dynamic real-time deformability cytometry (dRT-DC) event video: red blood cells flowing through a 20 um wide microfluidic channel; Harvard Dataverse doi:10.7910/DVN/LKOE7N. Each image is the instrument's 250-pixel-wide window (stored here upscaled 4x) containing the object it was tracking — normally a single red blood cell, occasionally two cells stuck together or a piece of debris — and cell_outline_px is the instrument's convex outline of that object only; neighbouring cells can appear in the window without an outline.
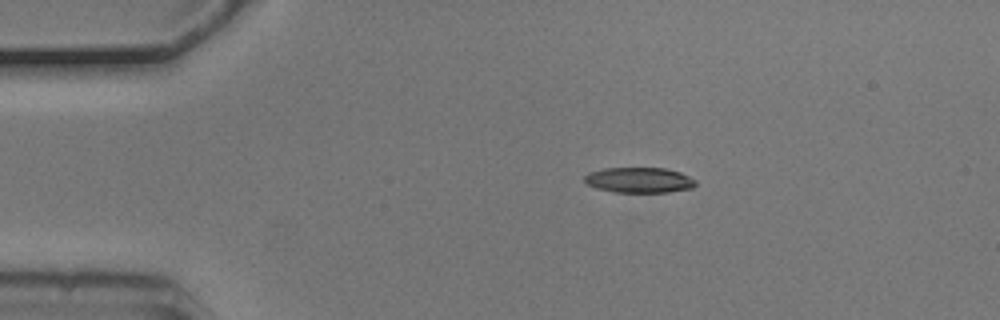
{"species": "common noctule bat (a hibernating species)", "species_latin": "Nyctalus noctula", "temperature_condition": "cold", "stored_images_in_passage": 5, "camera_frame_rate_fps": 3000, "um_per_image_px": 0.085, "animal": {"sex": "male", "body_mass_g": 20.5, "forearm_length_mm": 52.5}, "frame": {"image": 1, "passage_image": 1, "time_ms": 0.0, "image_size_px": [1000, 320], "cell_outline_px": [[696, 184], [692, 188], [668, 192], [616, 192], [596, 188], [588, 184], [584, 180], [584, 176], [588, 172], [604, 168], [664, 168], [680, 172], [696, 180]], "centroid_in_image_um": [54.32, 15.3], "position_along_channel_um": 30.7, "area_um2": 16.42}}
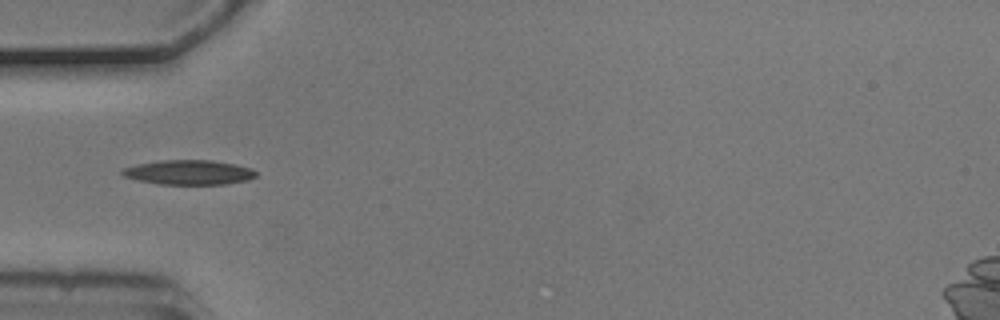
{"frame": {"image": 2, "passage_image": 3, "time_ms": 0.667, "image_size_px": [1000, 320], "cell_outline_px": [[256, 176], [248, 180], [224, 184], [160, 184], [140, 180], [124, 176], [120, 172], [120, 168], [136, 164], [160, 160], [212, 160], [236, 164], [252, 168], [256, 172]], "centroid_in_image_um": [16.05, 14.64], "position_along_channel_um": 69.0, "area_um2": 19.25}}
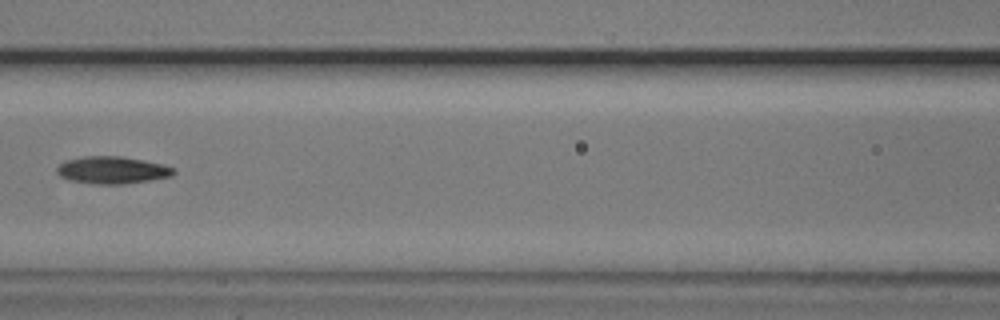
{"frame": {"image": 3, "passage_image": 5, "time_ms": 1.333, "image_size_px": [1000, 320], "cell_outline_px": [[176, 172], [172, 176], [124, 184], [92, 184], [68, 180], [60, 176], [56, 172], [56, 168], [64, 160], [84, 156], [120, 156], [144, 160], [164, 164], [176, 168]], "centroid_in_image_um": [9.53, 14.45], "position_along_channel_um": 157.1, "area_um2": 18.79}}